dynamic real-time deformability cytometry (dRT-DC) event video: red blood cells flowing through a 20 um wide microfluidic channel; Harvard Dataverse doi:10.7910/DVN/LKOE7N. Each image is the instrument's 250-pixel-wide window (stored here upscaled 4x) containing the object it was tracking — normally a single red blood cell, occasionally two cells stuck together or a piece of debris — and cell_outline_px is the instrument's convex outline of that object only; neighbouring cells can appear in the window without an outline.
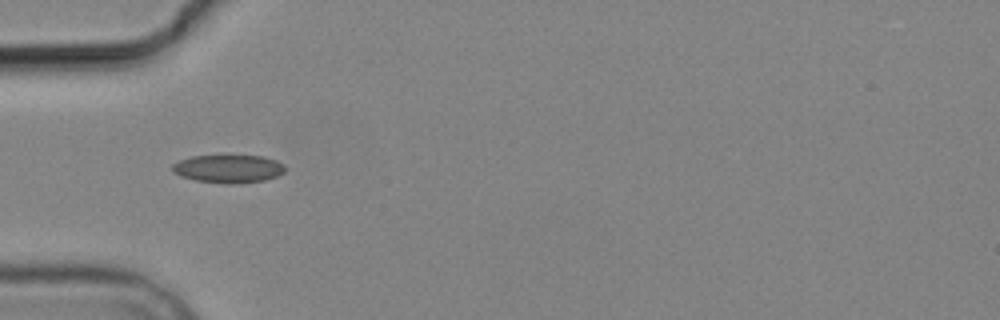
{"species": "common noctule bat (a hibernating species)", "species_latin": "Nyctalus noctula", "temperature_condition": "cold", "stored_images_in_passage": 6, "camera_frame_rate_fps": 3000, "um_per_image_px": 0.085, "animal": {"sex": "male", "body_mass_g": 19.2, "forearm_length_mm": 51.8}, "frame": {"image": 1, "passage_image": 5, "time_ms": 5.667, "image_size_px": [1000, 320], "cell_outline_px": [[284, 172], [276, 176], [264, 180], [232, 184], [224, 184], [196, 180], [180, 176], [172, 172], [172, 164], [180, 160], [192, 156], [264, 156], [276, 160], [284, 164]], "centroid_in_image_um": [19.4, 14.35], "position_along_channel_um": 65.6, "area_um2": 18.38}}
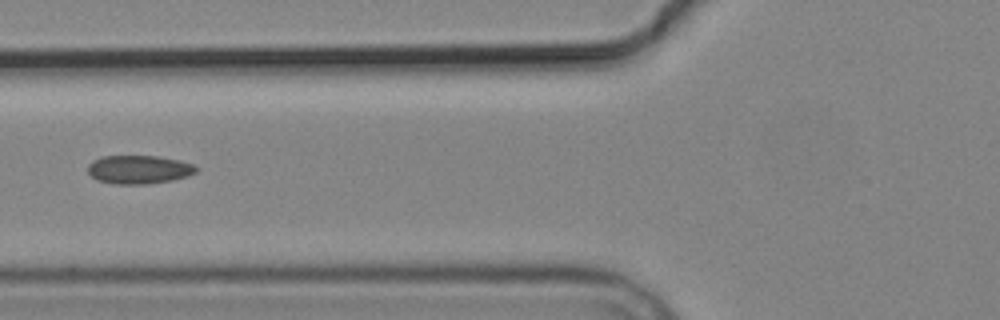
{"frame": {"image": 2, "passage_image": 6, "time_ms": 7.0, "image_size_px": [1000, 320], "cell_outline_px": [[196, 172], [188, 176], [172, 180], [148, 184], [116, 184], [96, 180], [88, 172], [88, 164], [92, 160], [100, 156], [156, 156], [180, 160], [192, 164], [196, 168]], "centroid_in_image_um": [11.77, 14.41], "position_along_channel_um": 114.0, "area_um2": 18.03}}